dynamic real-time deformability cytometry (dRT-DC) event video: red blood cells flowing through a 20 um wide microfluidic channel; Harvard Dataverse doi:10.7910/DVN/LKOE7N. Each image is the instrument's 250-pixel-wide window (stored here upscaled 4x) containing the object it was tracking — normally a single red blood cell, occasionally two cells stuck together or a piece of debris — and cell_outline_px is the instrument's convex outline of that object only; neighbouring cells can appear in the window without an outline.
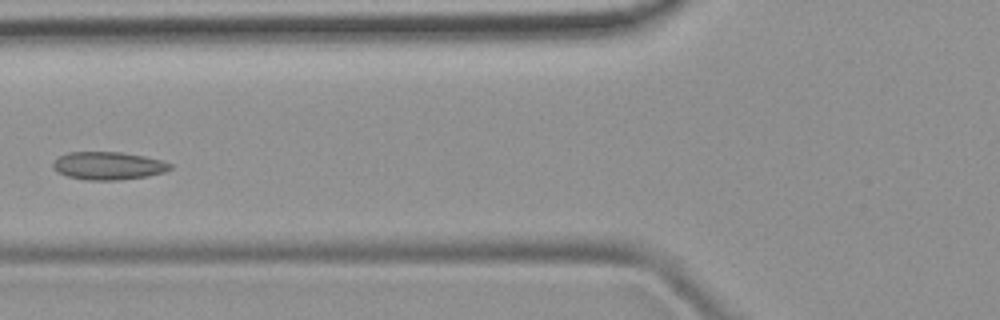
{"species": "common noctule bat (a hibernating species)", "species_latin": "Nyctalus noctula", "temperature_condition": "room temperature", "stored_images_in_passage": 6, "camera_frame_rate_fps": 3000, "um_per_image_px": 0.085, "animal": {"sex": "female", "body_mass_g": 19.9}, "frame": {"image": 1, "passage_image": 4, "time_ms": 3.667, "image_size_px": [1000, 320], "cell_outline_px": [[172, 168], [164, 172], [148, 176], [116, 180], [84, 180], [68, 176], [56, 172], [52, 168], [52, 164], [60, 156], [68, 152], [120, 152], [144, 156], [160, 160], [172, 164]], "centroid_in_image_um": [9.18, 14.09], "position_along_channel_um": 116.6, "area_um2": 19.02}}
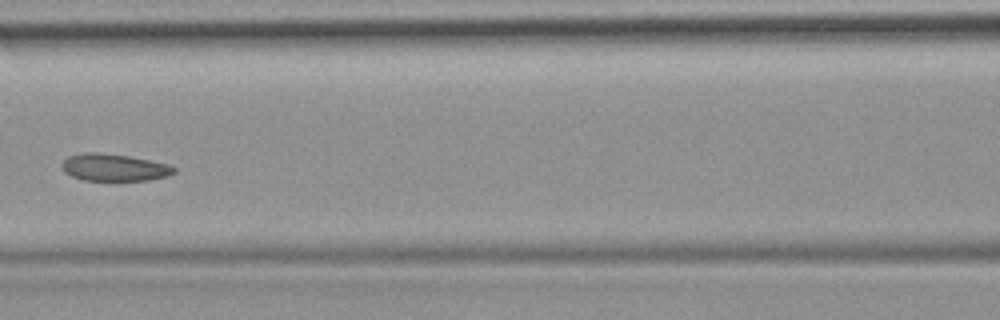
{"frame": {"image": 2, "passage_image": 5, "time_ms": 4.667, "image_size_px": [1000, 320], "cell_outline_px": [[176, 172], [168, 176], [148, 180], [84, 180], [72, 176], [64, 172], [60, 164], [68, 156], [80, 152], [100, 152], [128, 156], [168, 164], [176, 168]], "centroid_in_image_um": [9.67, 14.22], "position_along_channel_um": 156.9, "area_um2": 17.8}}
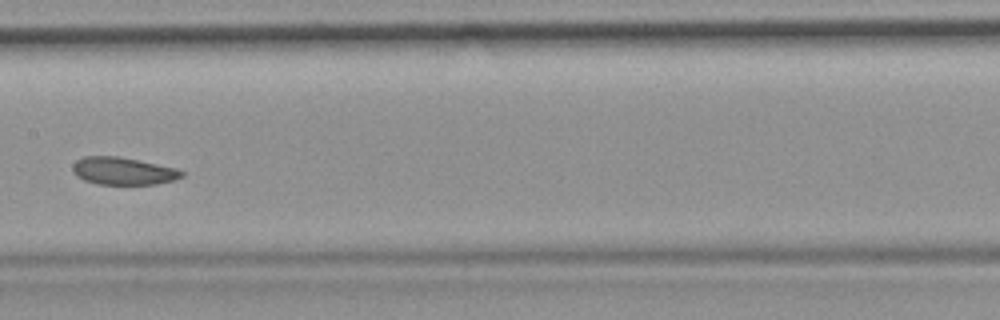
{"frame": {"image": 3, "passage_image": 6, "time_ms": 5.667, "image_size_px": [1000, 320], "cell_outline_px": [[184, 176], [172, 180], [156, 184], [96, 184], [84, 180], [76, 176], [72, 172], [72, 164], [76, 160], [84, 156], [120, 156], [176, 168], [184, 172]], "centroid_in_image_um": [10.42, 14.53], "position_along_channel_um": 197.0, "area_um2": 17.57}}